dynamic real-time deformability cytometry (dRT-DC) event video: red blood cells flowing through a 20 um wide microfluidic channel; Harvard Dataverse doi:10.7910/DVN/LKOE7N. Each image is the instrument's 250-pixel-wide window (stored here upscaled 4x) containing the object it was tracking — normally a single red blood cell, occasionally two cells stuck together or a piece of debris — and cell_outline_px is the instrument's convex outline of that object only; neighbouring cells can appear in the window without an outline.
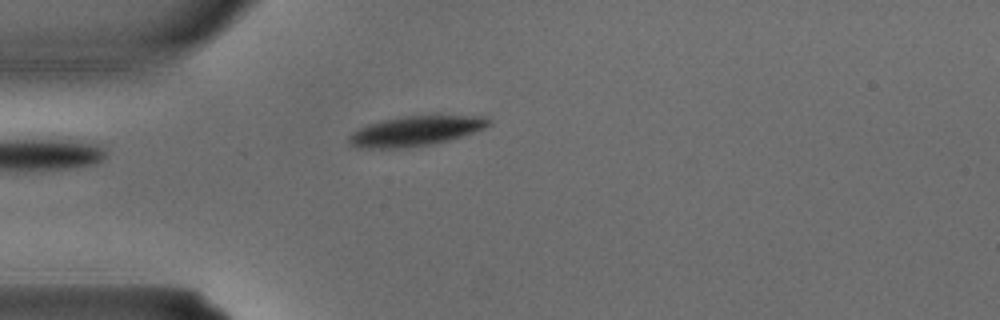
{"species": "common noctule bat (a hibernating species)", "species_latin": "Nyctalus noctula", "temperature_condition": "warm", "stored_images_in_passage": 3, "camera_frame_rate_fps": 3000, "um_per_image_px": 0.085, "animal": {"sex": "male", "body_mass_g": 15.6}, "frame": {"image": 1, "passage_image": 3, "time_ms": 0.667, "image_size_px": [1000, 320], "cell_outline_px": [[492, 124], [484, 128], [448, 140], [432, 144], [408, 148], [356, 148], [348, 144], [348, 136], [352, 132], [368, 124], [380, 120], [404, 116], [484, 116], [492, 120]], "centroid_in_image_um": [35.27, 11.14], "position_along_channel_um": 49.7, "area_um2": 24.33}}